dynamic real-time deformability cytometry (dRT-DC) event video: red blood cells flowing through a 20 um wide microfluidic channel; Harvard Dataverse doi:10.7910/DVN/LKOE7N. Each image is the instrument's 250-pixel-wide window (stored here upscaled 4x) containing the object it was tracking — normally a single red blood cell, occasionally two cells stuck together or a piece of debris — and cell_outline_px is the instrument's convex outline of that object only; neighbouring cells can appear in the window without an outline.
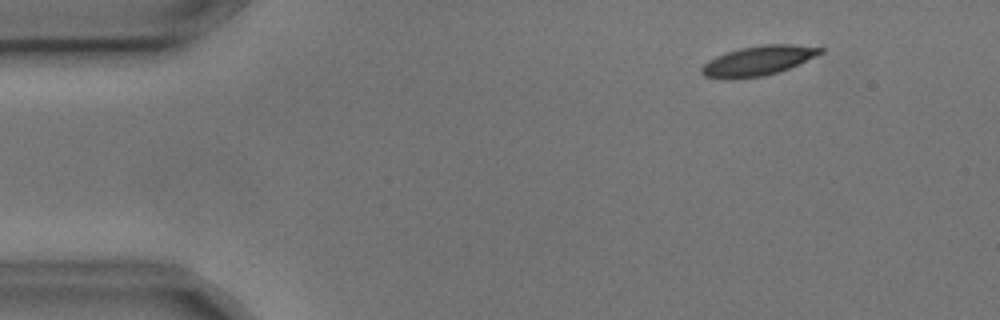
{"species": "common noctule bat (a hibernating species)", "species_latin": "Nyctalus noctula", "temperature_condition": "cold", "stored_images_in_passage": 6, "camera_frame_rate_fps": 3000, "um_per_image_px": 0.085, "animal": {"sex": "male", "body_mass_g": 17.9, "forearm_length_mm": 54.2}, "frame": {"image": 1, "passage_image": 2, "time_ms": 0.333, "image_size_px": [1000, 320], "cell_outline_px": [[824, 52], [816, 56], [788, 68], [764, 76], [704, 76], [700, 72], [700, 68], [708, 60], [716, 56], [740, 48], [764, 44], [792, 44], [824, 48]], "centroid_in_image_um": [64.5, 5.11], "position_along_channel_um": 20.5, "area_um2": 19.65}}
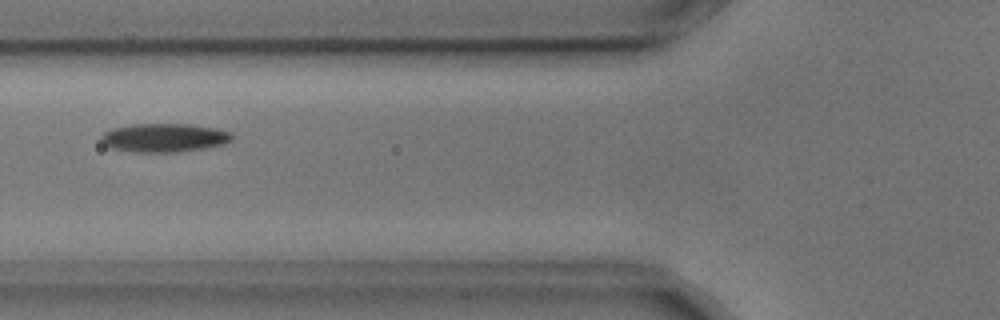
{"frame": {"image": 2, "passage_image": 6, "time_ms": 1.667, "image_size_px": [1000, 320], "cell_outline_px": [[232, 140], [224, 144], [176, 152], [132, 152], [108, 148], [100, 140], [100, 136], [104, 132], [112, 128], [132, 124], [188, 124], [216, 128], [232, 132]], "centroid_in_image_um": [13.91, 11.7], "position_along_channel_um": 111.9, "area_um2": 21.91}}